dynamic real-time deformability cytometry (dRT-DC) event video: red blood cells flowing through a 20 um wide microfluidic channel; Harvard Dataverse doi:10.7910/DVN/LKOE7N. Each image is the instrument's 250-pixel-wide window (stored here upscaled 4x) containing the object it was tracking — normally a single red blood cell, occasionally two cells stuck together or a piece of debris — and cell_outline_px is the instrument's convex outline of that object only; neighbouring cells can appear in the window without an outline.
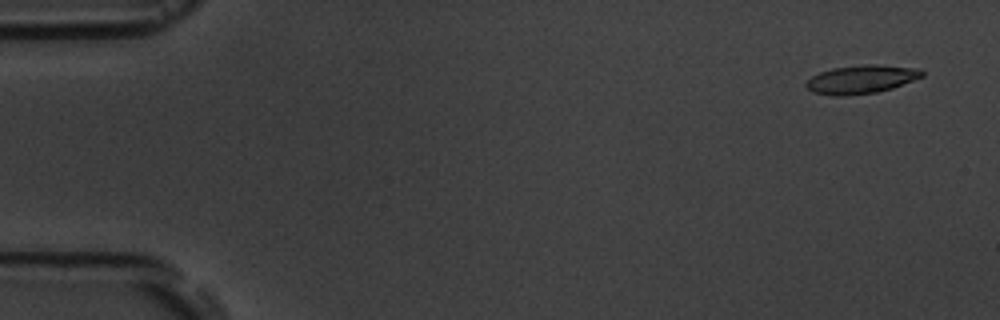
{"species": "common noctule bat (a hibernating species)", "species_latin": "Nyctalus noctula", "temperature_condition": "room temperature", "stored_images_in_passage": 4, "camera_frame_rate_fps": 3000, "um_per_image_px": 0.085, "animal": {"sex": "male", "body_mass_g": 19.5, "forearm_length_mm": 54.6}, "frame": {"image": 1, "passage_image": 1, "time_ms": 0.0, "image_size_px": [1000, 320], "cell_outline_px": [[924, 76], [892, 88], [876, 92], [844, 96], [832, 96], [812, 92], [804, 84], [812, 76], [820, 72], [832, 68], [864, 64], [876, 64], [920, 68], [924, 72]], "centroid_in_image_um": [73.21, 6.74], "position_along_channel_um": 11.8, "area_um2": 19.31}}